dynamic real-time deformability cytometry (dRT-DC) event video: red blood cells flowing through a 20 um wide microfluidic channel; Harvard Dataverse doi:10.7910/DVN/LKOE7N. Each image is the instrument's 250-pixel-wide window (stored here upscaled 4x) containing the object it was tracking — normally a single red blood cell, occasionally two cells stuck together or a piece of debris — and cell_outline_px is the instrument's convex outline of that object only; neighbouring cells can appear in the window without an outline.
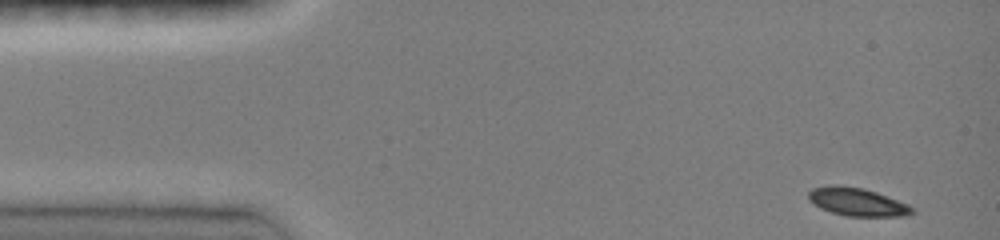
{"species": "common noctule bat (a hibernating species)", "species_latin": "Nyctalus noctula", "temperature_condition": "room temperature", "stored_images_in_passage": 44, "camera_frame_rate_fps": 3000, "um_per_image_px": 0.085, "animal": {"sex": "female", "body_mass_g": 19.0, "forearm_length_mm": 51.5}, "frame": {"image": 1, "passage_image": 1, "time_ms": 0.0, "image_size_px": [1000, 240], "cell_outline_px": [[916, 212], [908, 216], [848, 216], [832, 212], [820, 208], [808, 200], [808, 192], [812, 188], [828, 184], [836, 184], [864, 188], [876, 192], [908, 204]], "centroid_in_image_um": [72.84, 17.15], "position_along_channel_um": 12.2, "area_um2": 17.11}}
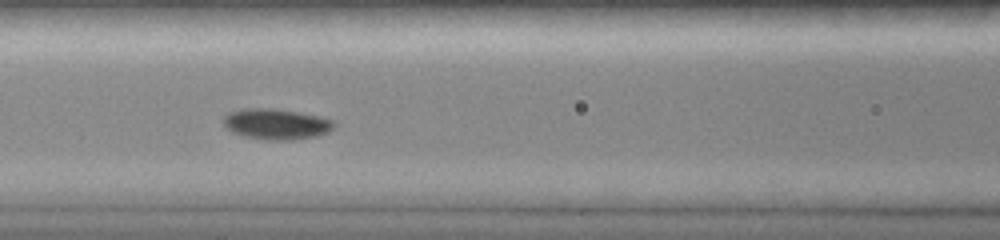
{"frame": {"image": 2, "passage_image": 18, "time_ms": 5.667, "image_size_px": [1000, 240], "cell_outline_px": [[336, 124], [328, 132], [316, 136], [296, 140], [264, 140], [244, 136], [232, 132], [224, 124], [224, 116], [228, 112], [240, 108], [276, 108], [300, 112], [320, 116], [336, 120]], "centroid_in_image_um": [23.51, 10.53], "position_along_channel_um": 143.1, "area_um2": 20.17}}
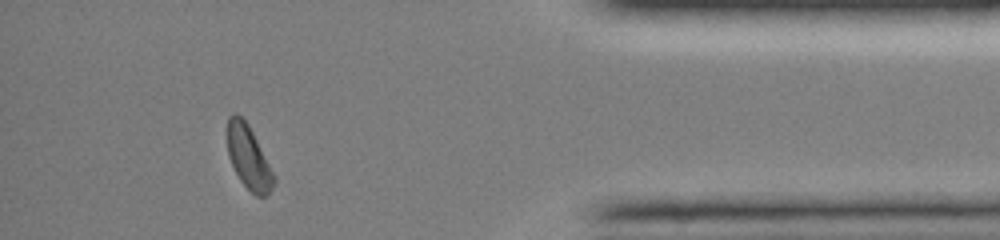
{"frame": {"image": 3, "passage_image": 40, "time_ms": 13.0, "image_size_px": [1000, 240], "cell_outline_px": [[276, 180], [272, 188], [264, 196], [256, 196], [240, 180], [228, 156], [228, 116], [232, 112], [236, 112], [248, 124]], "centroid_in_image_um": [21.1, 13.36], "position_along_channel_um": 414.1, "area_um2": 16.53}, "authors_computed_cell_mechanics": {"area_um2": 17.8313, "velocity_mm_per_s": 4.0922, "shape_relaxation_time_tau1_ms": 1.5101, "shape_relaxation_time_tau2_ms": null, "deformation_change_tau1": 0.0964, "deformation_change_tau2": null}}